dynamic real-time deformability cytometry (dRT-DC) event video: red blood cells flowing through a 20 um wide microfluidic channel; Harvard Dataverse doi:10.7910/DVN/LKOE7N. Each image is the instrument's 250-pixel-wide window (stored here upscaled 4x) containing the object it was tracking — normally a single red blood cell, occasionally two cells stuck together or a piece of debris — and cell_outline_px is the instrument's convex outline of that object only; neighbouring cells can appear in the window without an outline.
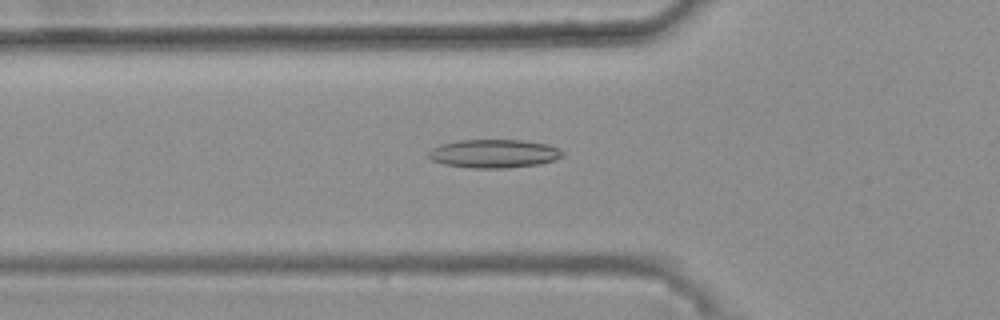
{"species": "common noctule bat (a hibernating species)", "species_latin": "Nyctalus noctula", "temperature_condition": "warm", "stored_images_in_passage": 47, "camera_frame_rate_fps": 3000, "um_per_image_px": 0.085, "animal": {"sex": "female", "body_mass_g": 25.1}, "frame": {"image": 1, "passage_image": 18, "time_ms": 5.667, "image_size_px": [1000, 320], "cell_outline_px": [[564, 156], [556, 160], [540, 164], [508, 168], [468, 168], [444, 164], [432, 160], [428, 156], [428, 152], [432, 148], [440, 144], [460, 140], [524, 140], [548, 144], [564, 152]], "centroid_in_image_um": [42.0, 13.06], "position_along_channel_um": 83.8, "area_um2": 22.43}}
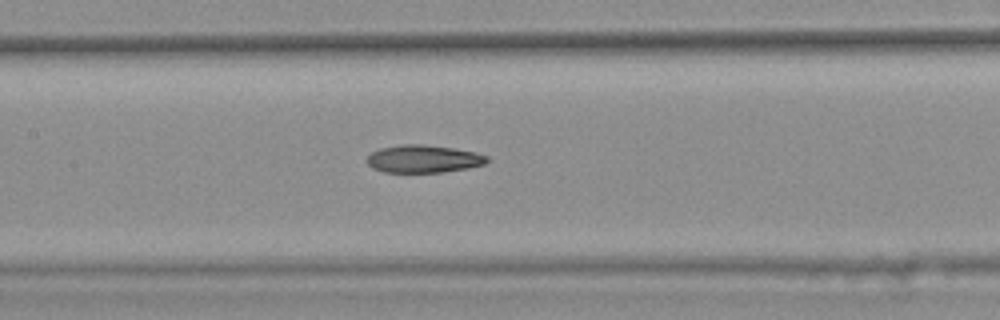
{"frame": {"image": 2, "passage_image": 25, "time_ms": 8.0, "image_size_px": [1000, 320], "cell_outline_px": [[488, 160], [484, 164], [468, 168], [444, 172], [384, 172], [372, 168], [364, 160], [372, 152], [380, 148], [404, 144], [420, 144], [452, 148], [476, 152], [488, 156]], "centroid_in_image_um": [35.97, 13.51], "position_along_channel_um": 171.4, "area_um2": 19.36}}
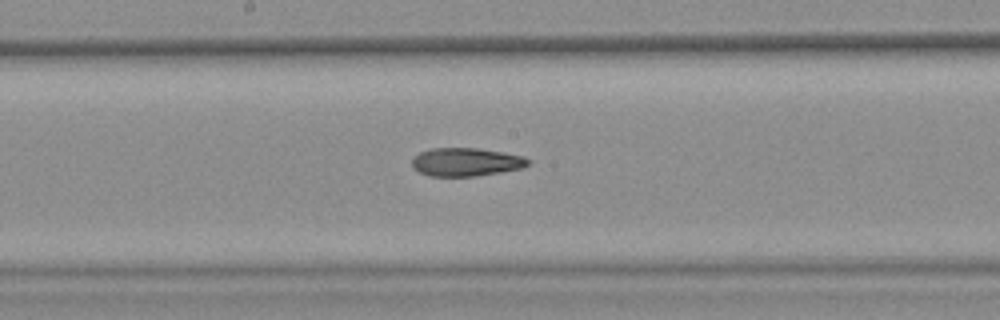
{"frame": {"image": 3, "passage_image": 28, "time_ms": 9.0, "image_size_px": [1000, 320], "cell_outline_px": [[532, 160], [524, 168], [500, 172], [472, 176], [428, 176], [412, 168], [412, 160], [420, 152], [432, 148], [476, 148], [524, 156]], "centroid_in_image_um": [39.62, 13.77], "position_along_channel_um": 208.6, "area_um2": 19.07}, "authors_computed_cell_mechanics": {"area_um2": 19.9988, "velocity_mm_per_s": 3.7287, "shape_relaxation_time_tau1_ms": null, "shape_relaxation_time_tau2_ms": 6.8473, "deformation_change_tau1": null, "deformation_change_tau2": 0.1806}}